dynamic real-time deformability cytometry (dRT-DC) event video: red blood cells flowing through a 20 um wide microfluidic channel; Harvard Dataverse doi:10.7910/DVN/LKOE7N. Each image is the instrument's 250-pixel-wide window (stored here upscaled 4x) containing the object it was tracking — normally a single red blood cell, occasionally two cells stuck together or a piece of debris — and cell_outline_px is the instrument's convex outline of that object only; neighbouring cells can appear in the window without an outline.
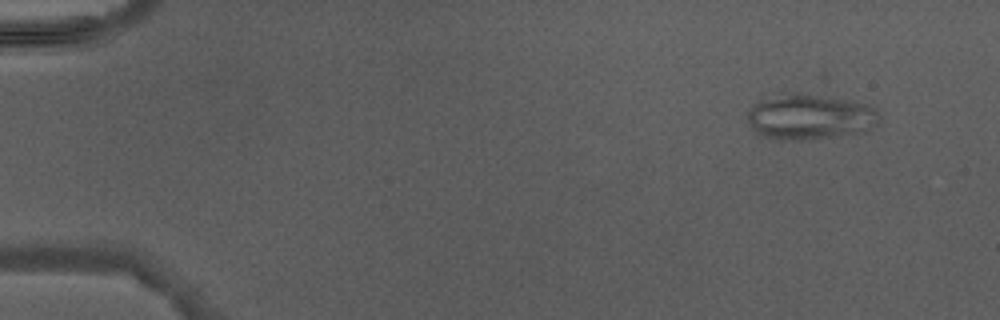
{"species": "Egyptian fruit bat (a non-hibernating species)", "species_latin": "Rousettus aegyptiacus", "temperature_condition": "warm", "stored_images_in_passage": 4, "camera_frame_rate_fps": 3000, "um_per_image_px": 0.085, "animal": {"sex": "male"}, "frame": {"image": 1, "passage_image": 1, "time_ms": 0.0, "image_size_px": [1000, 320], "cell_outline_px": [[880, 120], [876, 124], [864, 132], [808, 140], [780, 140], [764, 136], [756, 132], [748, 120], [748, 112], [760, 100], [776, 92], [848, 100], [868, 104], [876, 108], [880, 116]], "centroid_in_image_um": [68.86, 9.95], "position_along_channel_um": 16.1, "area_um2": 34.62}}